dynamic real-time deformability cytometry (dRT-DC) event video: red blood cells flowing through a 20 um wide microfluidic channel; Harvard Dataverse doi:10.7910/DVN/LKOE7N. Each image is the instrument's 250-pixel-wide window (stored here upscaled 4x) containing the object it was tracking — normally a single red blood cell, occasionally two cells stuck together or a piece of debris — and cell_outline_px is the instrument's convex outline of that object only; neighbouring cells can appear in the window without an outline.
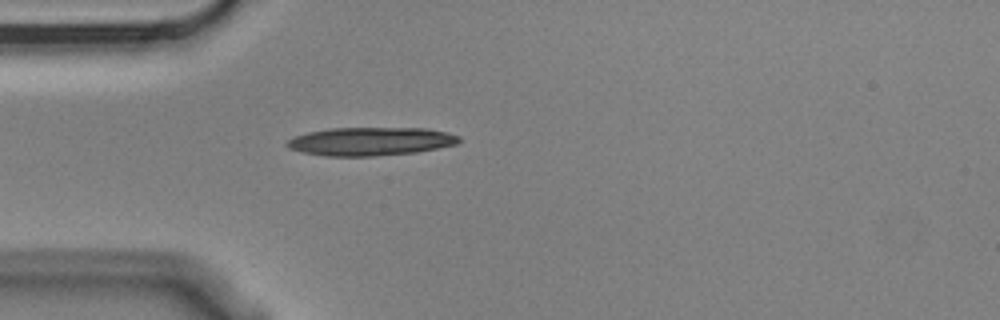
{"species": "Egyptian fruit bat (a non-hibernating species)", "species_latin": "Rousettus aegyptiacus", "temperature_condition": "cold", "stored_images_in_passage": 5, "camera_frame_rate_fps": 3000, "um_per_image_px": 0.085, "animal": {"sex": "male"}, "frame": {"image": 1, "passage_image": 5, "time_ms": 1.333, "image_size_px": [1000, 320], "cell_outline_px": [[460, 140], [456, 144], [416, 152], [372, 156], [324, 156], [304, 152], [288, 148], [284, 144], [288, 140], [296, 136], [308, 132], [332, 128], [424, 128], [444, 132], [460, 136]], "centroid_in_image_um": [31.47, 12.02], "position_along_channel_um": 53.5, "area_um2": 28.15}}